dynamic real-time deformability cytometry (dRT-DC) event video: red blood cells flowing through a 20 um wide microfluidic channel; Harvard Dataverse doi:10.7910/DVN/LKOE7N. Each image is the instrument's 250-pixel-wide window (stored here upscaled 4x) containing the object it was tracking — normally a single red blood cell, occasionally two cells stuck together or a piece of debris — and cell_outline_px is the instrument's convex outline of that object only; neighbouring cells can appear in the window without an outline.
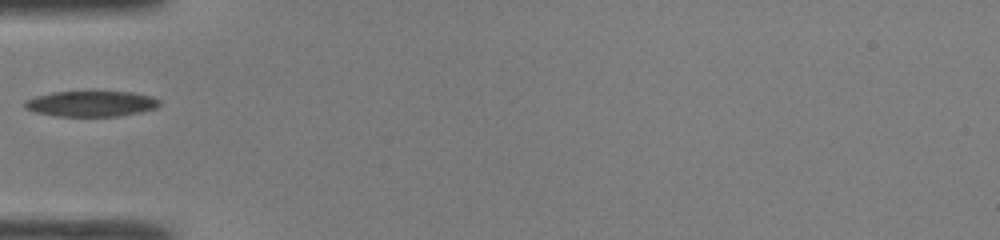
{"species": "common noctule bat (a hibernating species)", "species_latin": "Nyctalus noctula", "temperature_condition": "room temperature", "stored_images_in_passage": 34, "camera_frame_rate_fps": 3000, "um_per_image_px": 0.085, "animal": {"sex": "male", "body_mass_g": 19.0, "forearm_length_mm": 50.8}, "frame": {"image": 1, "passage_image": 1, "time_ms": 0.0, "image_size_px": [1000, 240], "cell_outline_px": [[160, 104], [156, 108], [140, 112], [120, 116], [56, 116], [36, 112], [24, 108], [24, 100], [36, 96], [52, 92], [132, 92], [152, 96], [160, 100]], "centroid_in_image_um": [7.75, 8.82], "position_along_channel_um": 77.3, "area_um2": 20.11}}
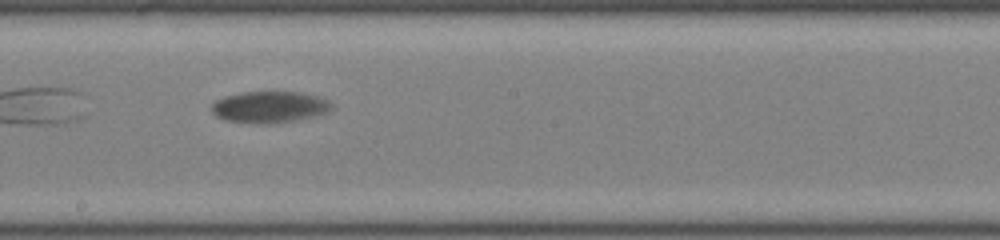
{"frame": {"image": 2, "passage_image": 12, "time_ms": 3.667, "image_size_px": [1000, 240], "cell_outline_px": [[332, 108], [328, 112], [312, 116], [292, 120], [268, 124], [264, 124], [224, 120], [216, 116], [212, 112], [212, 104], [216, 100], [224, 96], [240, 92], [300, 92], [316, 96], [328, 100]], "centroid_in_image_um": [22.86, 9.09], "position_along_channel_um": 225.3, "area_um2": 21.79}}
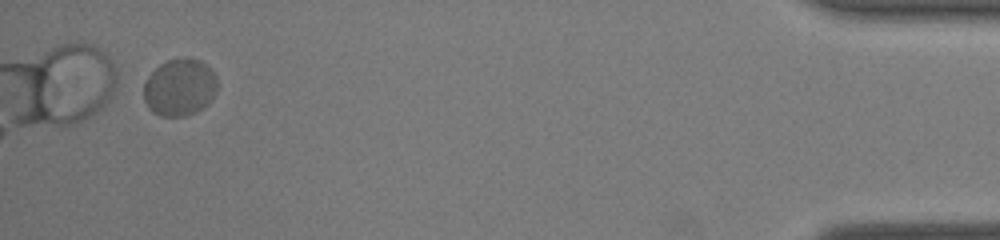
{"frame": {"image": 3, "passage_image": 32, "time_ms": 10.333, "image_size_px": [1000, 240], "cell_outline_px": [[216, 88], [208, 104], [196, 112], [184, 116], [160, 116], [152, 112], [148, 108], [144, 100], [144, 84], [148, 76], [160, 64], [168, 60], [180, 56], [192, 56], [208, 64], [212, 68], [216, 76]], "centroid_in_image_um": [15.28, 7.39], "position_along_channel_um": 419.9, "area_um2": 24.91}}